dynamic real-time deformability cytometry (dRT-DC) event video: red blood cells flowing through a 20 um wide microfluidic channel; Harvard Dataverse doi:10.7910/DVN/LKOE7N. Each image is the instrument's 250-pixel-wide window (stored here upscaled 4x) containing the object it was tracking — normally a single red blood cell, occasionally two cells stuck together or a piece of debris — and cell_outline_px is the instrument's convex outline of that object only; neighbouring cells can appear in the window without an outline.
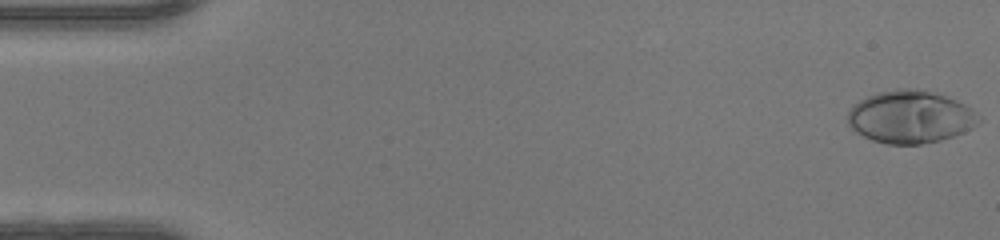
{"species": "human", "species_latin": "Homo sapiens", "temperature_condition": "warm", "stored_images_in_passage": 50, "camera_frame_rate_fps": 3000, "um_per_image_px": 0.085, "donor": {"sex": "female"}, "frame": {"image": 1, "passage_image": 1, "time_ms": 0.0, "image_size_px": [1000, 240], "cell_outline_px": [[980, 120], [972, 128], [964, 132], [940, 140], [920, 144], [888, 144], [872, 140], [856, 132], [848, 124], [848, 112], [852, 104], [876, 92], [896, 88], [912, 88], [944, 96], [956, 100], [972, 108]], "centroid_in_image_um": [77.34, 9.93], "position_along_channel_um": 7.7, "area_um2": 39.94}}
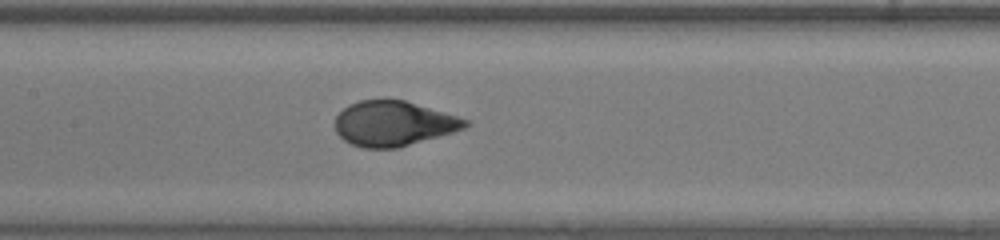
{"frame": {"image": 2, "passage_image": 24, "time_ms": 7.667, "image_size_px": [1000, 240], "cell_outline_px": [[472, 124], [464, 128], [452, 132], [396, 148], [364, 148], [352, 144], [344, 140], [336, 132], [336, 116], [348, 104], [360, 100], [404, 100], [456, 116], [468, 120]], "centroid_in_image_um": [33.43, 10.5], "position_along_channel_um": 174.0, "area_um2": 33.64}}
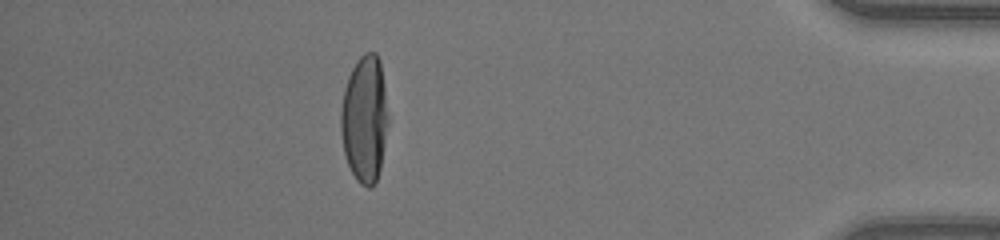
{"frame": {"image": 3, "passage_image": 44, "time_ms": 14.333, "image_size_px": [1000, 240], "cell_outline_px": [[388, 120], [380, 168], [376, 180], [372, 188], [368, 188], [360, 184], [356, 180], [344, 156], [340, 132], [340, 112], [344, 88], [348, 76], [356, 60], [364, 52], [376, 52], [380, 60], [388, 116]], "centroid_in_image_um": [30.96, 10.11], "position_along_channel_um": 404.2, "area_um2": 35.2}, "authors_computed_cell_mechanics": {"area_um2": 35.5759, "velocity_mm_per_s": 4.1928, "shape_relaxation_time_tau1_ms": 4.0516, "shape_relaxation_time_tau2_ms": null, "deformation_change_tau1": 0.2489, "deformation_change_tau2": null}}